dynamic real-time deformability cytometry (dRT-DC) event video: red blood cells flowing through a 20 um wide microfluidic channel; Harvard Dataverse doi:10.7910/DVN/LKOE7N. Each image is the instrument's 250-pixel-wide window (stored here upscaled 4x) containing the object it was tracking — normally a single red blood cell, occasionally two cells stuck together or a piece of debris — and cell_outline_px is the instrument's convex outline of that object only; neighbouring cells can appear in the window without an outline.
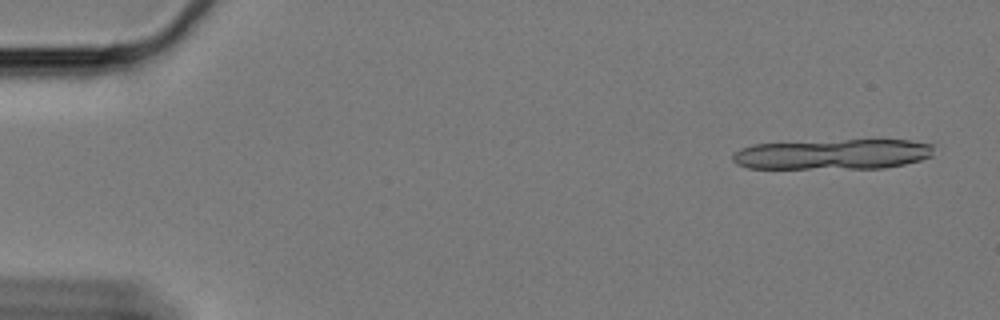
{"species": "Egyptian fruit bat (a non-hibernating species)", "species_latin": "Rousettus aegyptiacus", "temperature_condition": "cold", "stored_images_in_passage": 16, "camera_frame_rate_fps": 3000, "um_per_image_px": 0.085, "animal": {"sex": "female"}, "frame": {"image": 1, "passage_image": 3, "time_ms": 0.667, "image_size_px": [1000, 320], "cell_outline_px": [[932, 156], [920, 160], [904, 164], [884, 168], [748, 168], [736, 164], [732, 160], [732, 156], [740, 148], [752, 144], [844, 140], [908, 140], [932, 144]], "centroid_in_image_um": [70.77, 13.11], "position_along_channel_um": 14.2, "area_um2": 35.37}}